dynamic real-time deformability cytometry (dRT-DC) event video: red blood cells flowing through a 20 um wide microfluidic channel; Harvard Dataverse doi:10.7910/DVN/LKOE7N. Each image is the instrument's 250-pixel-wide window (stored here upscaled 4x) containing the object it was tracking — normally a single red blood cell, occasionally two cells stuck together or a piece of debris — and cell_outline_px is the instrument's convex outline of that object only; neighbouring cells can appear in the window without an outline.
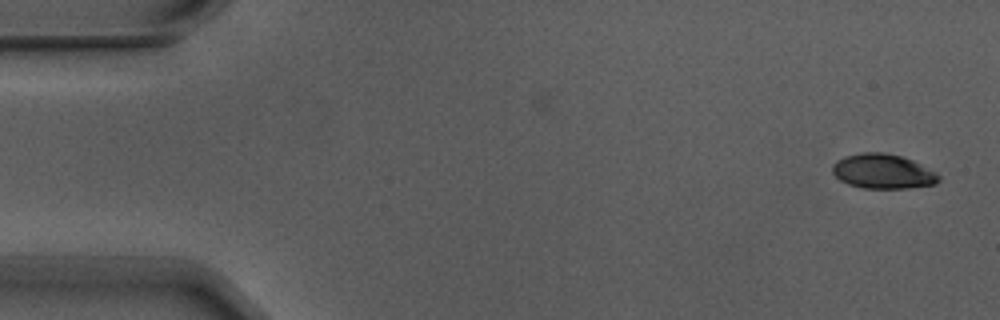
{"species": "Egyptian fruit bat (a non-hibernating species)", "species_latin": "Rousettus aegyptiacus", "temperature_condition": "warm", "stored_images_in_passage": 3, "camera_frame_rate_fps": 3000, "um_per_image_px": 0.085, "animal": {"sex": "male"}, "frame": {"image": 1, "passage_image": 1, "time_ms": 0.0, "image_size_px": [1000, 320], "cell_outline_px": [[940, 180], [936, 184], [908, 188], [864, 188], [848, 184], [840, 180], [832, 172], [832, 164], [836, 160], [844, 156], [864, 152], [884, 152], [900, 156], [912, 160], [936, 172], [940, 176]], "centroid_in_image_um": [75.04, 14.56], "position_along_channel_um": 10.0, "area_um2": 21.5}}
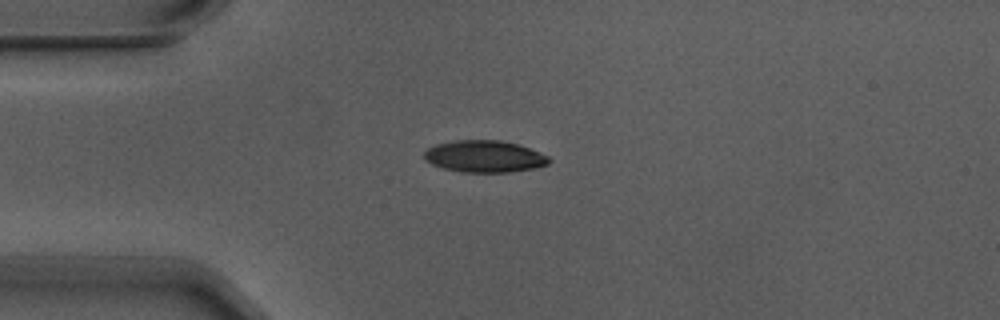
{"frame": {"image": 2, "passage_image": 2, "time_ms": 0.333, "image_size_px": [1000, 320], "cell_outline_px": [[552, 160], [548, 164], [532, 168], [508, 172], [460, 172], [440, 168], [424, 160], [424, 152], [428, 148], [436, 144], [456, 140], [500, 140], [516, 144], [528, 148], [548, 156]], "centroid_in_image_um": [41.13, 13.3], "position_along_channel_um": 43.9, "area_um2": 23.12}}